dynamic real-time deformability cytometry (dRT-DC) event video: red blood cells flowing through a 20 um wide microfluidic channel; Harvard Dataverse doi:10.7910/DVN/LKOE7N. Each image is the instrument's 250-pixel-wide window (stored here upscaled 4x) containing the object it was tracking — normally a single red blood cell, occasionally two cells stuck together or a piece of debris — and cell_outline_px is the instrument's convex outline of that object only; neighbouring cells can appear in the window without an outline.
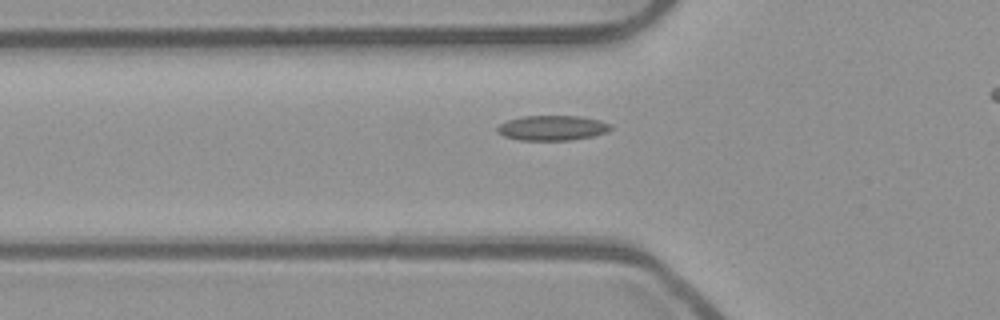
{"species": "common noctule bat (a hibernating species)", "species_latin": "Nyctalus noctula", "temperature_condition": "room temperature", "stored_images_in_passage": 46, "camera_frame_rate_fps": 3000, "um_per_image_px": 0.085, "animal": {"sex": "male", "body_mass_g": 23.1, "forearm_length_mm": 52.7}, "frame": {"image": 1, "passage_image": 18, "time_ms": 5.667, "image_size_px": [1000, 320], "cell_outline_px": [[612, 128], [604, 132], [592, 136], [568, 140], [520, 140], [504, 136], [496, 132], [496, 128], [500, 124], [508, 120], [524, 116], [580, 116], [600, 120], [612, 124]], "centroid_in_image_um": [46.93, 10.87], "position_along_channel_um": 78.9, "area_um2": 16.42}}
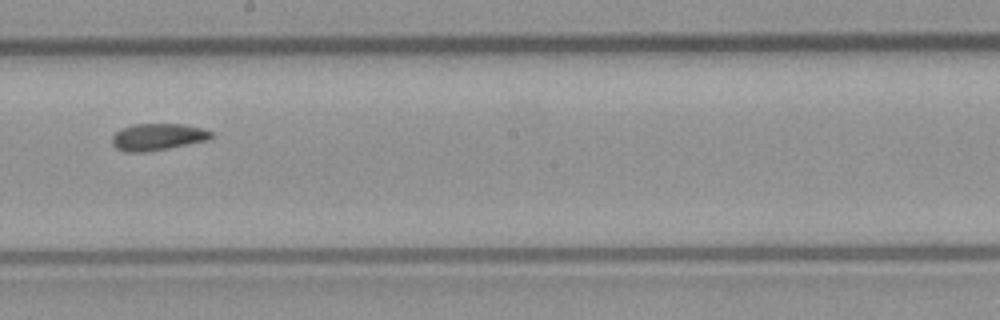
{"frame": {"image": 2, "passage_image": 30, "time_ms": 9.667, "image_size_px": [1000, 320], "cell_outline_px": [[212, 136], [208, 140], [168, 148], [144, 152], [124, 152], [116, 148], [112, 144], [112, 136], [120, 128], [132, 124], [184, 124], [204, 128], [212, 132]], "centroid_in_image_um": [13.38, 11.63], "position_along_channel_um": 234.8, "area_um2": 15.61}}
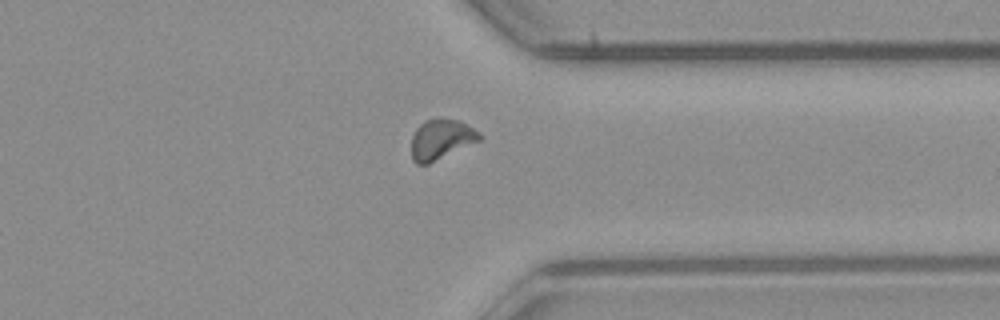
{"frame": {"image": 3, "passage_image": 41, "time_ms": 13.333, "image_size_px": [1000, 320], "cell_outline_px": [[484, 136], [480, 140], [428, 164], [416, 164], [412, 160], [412, 136], [416, 128], [424, 120], [460, 120], [480, 132]], "centroid_in_image_um": [37.5, 11.86], "position_along_channel_um": 373.9, "area_um2": 15.72}}